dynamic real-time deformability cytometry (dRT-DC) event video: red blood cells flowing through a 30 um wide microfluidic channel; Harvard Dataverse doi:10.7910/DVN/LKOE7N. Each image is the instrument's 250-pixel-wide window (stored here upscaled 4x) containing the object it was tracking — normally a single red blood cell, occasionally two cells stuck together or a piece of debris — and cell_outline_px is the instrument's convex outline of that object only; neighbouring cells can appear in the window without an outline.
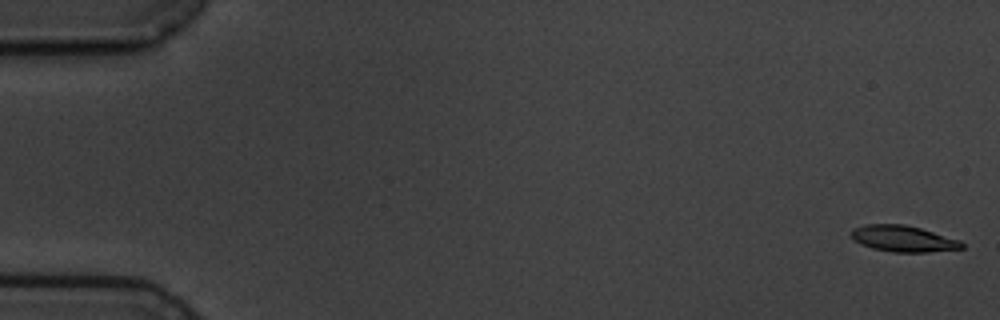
{"species": "common noctule bat (a hibernating species)", "species_latin": "Nyctalus noctula", "temperature_condition": "cold", "stored_images_in_passage": 6, "camera_frame_rate_fps": 3000, "um_per_image_px": 0.085, "animal": {"sex": "male", "body_mass_g": 19.5, "forearm_length_mm": 54.6}, "frame": {"image": 1, "passage_image": 1, "time_ms": 0.0, "image_size_px": [1000, 320], "cell_outline_px": [[964, 248], [928, 252], [892, 252], [872, 248], [860, 244], [852, 236], [852, 228], [864, 224], [904, 224], [920, 228], [960, 240], [964, 244]], "centroid_in_image_um": [76.77, 20.28], "position_along_channel_um": 8.2, "area_um2": 16.82}}
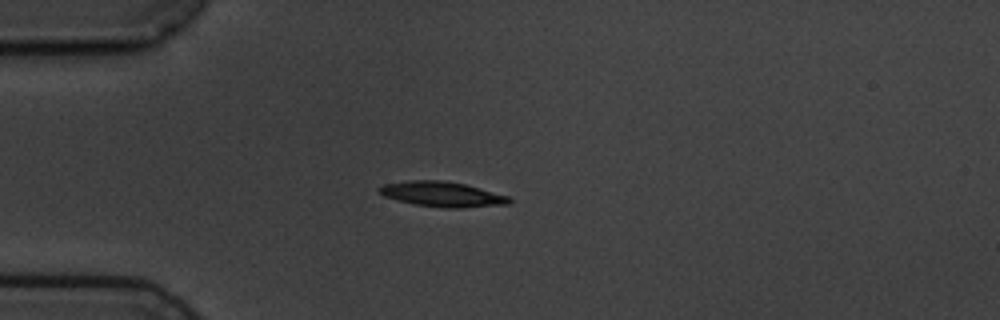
{"frame": {"image": 2, "passage_image": 5, "time_ms": 4.667, "image_size_px": [1000, 320], "cell_outline_px": [[512, 200], [508, 204], [460, 208], [444, 208], [416, 204], [384, 196], [376, 188], [384, 184], [408, 180], [444, 180], [464, 184], [480, 188], [508, 196]], "centroid_in_image_um": [37.58, 16.5], "position_along_channel_um": 47.4, "area_um2": 18.84}}